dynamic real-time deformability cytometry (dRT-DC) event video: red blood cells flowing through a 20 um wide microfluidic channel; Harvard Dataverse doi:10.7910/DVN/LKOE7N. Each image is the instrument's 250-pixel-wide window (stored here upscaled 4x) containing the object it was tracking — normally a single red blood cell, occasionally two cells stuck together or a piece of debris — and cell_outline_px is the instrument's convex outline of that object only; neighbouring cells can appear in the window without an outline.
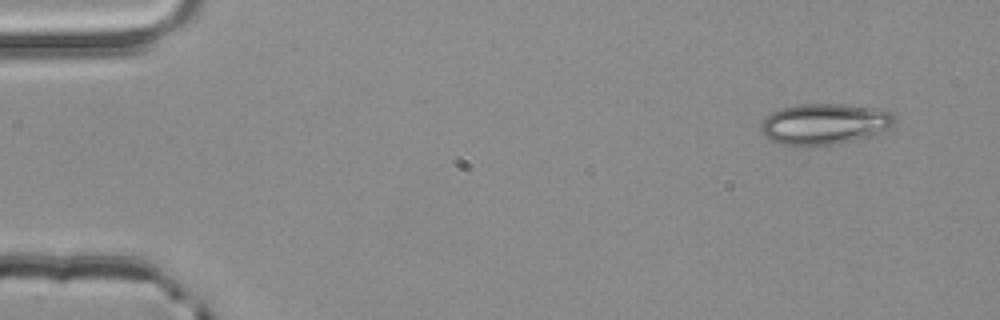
{"species": "common noctule bat (a hibernating species)", "species_latin": "Nyctalus noctula", "temperature_condition": "room temperature", "stored_images_in_passage": 4, "camera_frame_rate_fps": 3000, "um_per_image_px": 0.085, "animal": {"sex": "male", "body_mass_g": 20.4}, "frame": {"image": 1, "passage_image": 1, "time_ms": 0.0, "image_size_px": [1000, 320], "cell_outline_px": [[896, 124], [876, 136], [832, 144], [780, 144], [772, 140], [760, 128], [760, 120], [772, 112], [784, 108], [800, 104], [840, 104], [888, 108], [896, 116]], "centroid_in_image_um": [70.22, 10.5], "position_along_channel_um": 14.8, "area_um2": 32.08}}